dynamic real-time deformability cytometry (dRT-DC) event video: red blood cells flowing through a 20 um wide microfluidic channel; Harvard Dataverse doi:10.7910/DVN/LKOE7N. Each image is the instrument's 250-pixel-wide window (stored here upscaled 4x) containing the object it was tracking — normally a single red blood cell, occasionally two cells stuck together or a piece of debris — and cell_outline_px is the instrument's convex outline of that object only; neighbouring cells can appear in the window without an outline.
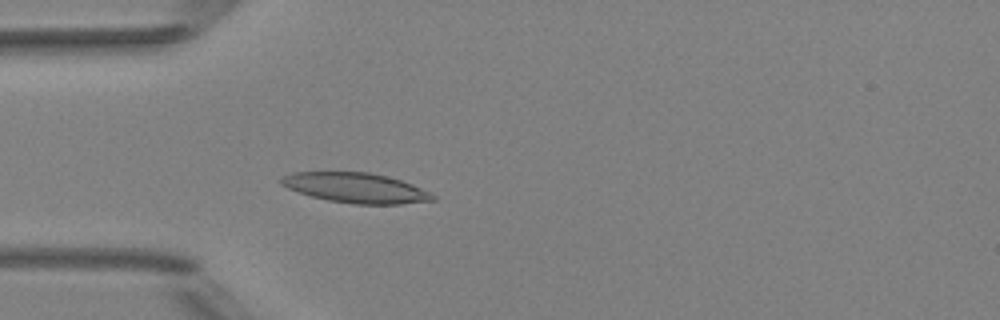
{"species": "Egyptian fruit bat (a non-hibernating species)", "species_latin": "Rousettus aegyptiacus", "temperature_condition": "room temperature", "stored_images_in_passage": 4, "camera_frame_rate_fps": 3000, "um_per_image_px": 0.085, "animal": {"sex": "female"}, "frame": {"image": 1, "passage_image": 4, "time_ms": 4.333, "image_size_px": [1000, 320], "cell_outline_px": [[436, 200], [400, 204], [352, 204], [328, 200], [312, 196], [288, 188], [280, 184], [280, 180], [284, 176], [292, 172], [368, 172], [400, 180], [412, 184], [432, 192], [436, 196]], "centroid_in_image_um": [30.28, 15.97], "position_along_channel_um": 54.7, "area_um2": 26.36}}